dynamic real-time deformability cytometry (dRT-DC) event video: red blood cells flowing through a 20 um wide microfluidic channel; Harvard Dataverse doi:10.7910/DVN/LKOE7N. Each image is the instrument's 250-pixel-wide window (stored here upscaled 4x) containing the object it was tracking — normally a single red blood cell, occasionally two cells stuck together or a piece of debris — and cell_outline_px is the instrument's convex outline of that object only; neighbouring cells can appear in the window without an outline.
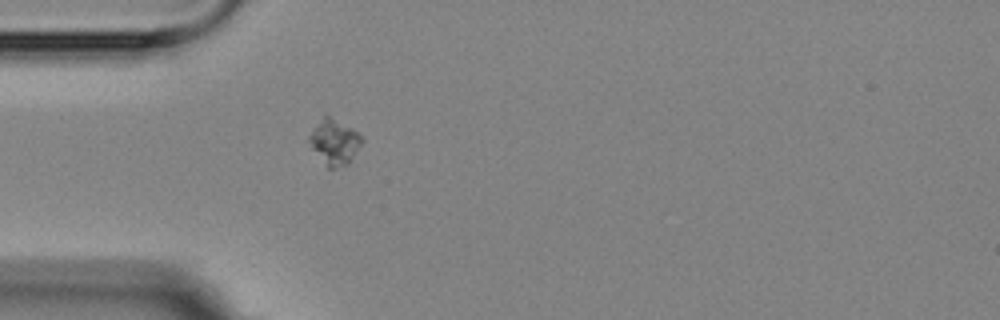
{"species": "Egyptian fruit bat (a non-hibernating species)", "species_latin": "Rousettus aegyptiacus", "temperature_condition": "room temperature", "stored_images_in_passage": 1, "camera_frame_rate_fps": 3000, "um_per_image_px": 0.085, "animal": {"sex": "female"}, "frame": {"image": 1, "passage_image": 1, "time_ms": 0.0, "image_size_px": [1000, 320], "cell_outline_px": [[364, 140], [348, 164], [336, 168], [328, 168], [312, 148], [308, 140], [308, 136], [312, 128], [324, 116], [328, 116], [352, 128], [364, 136]], "centroid_in_image_um": [28.44, 12.07], "position_along_channel_um": 56.6, "area_um2": 13.76}}